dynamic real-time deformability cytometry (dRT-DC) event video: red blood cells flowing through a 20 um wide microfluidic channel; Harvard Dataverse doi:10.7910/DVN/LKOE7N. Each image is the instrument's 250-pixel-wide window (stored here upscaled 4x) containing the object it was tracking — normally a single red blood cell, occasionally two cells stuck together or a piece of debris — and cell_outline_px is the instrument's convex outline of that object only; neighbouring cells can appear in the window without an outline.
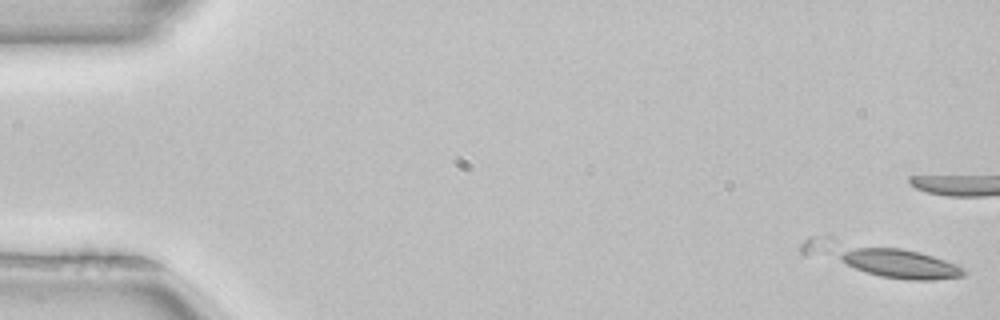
{"species": "common noctule bat (a hibernating species)", "species_latin": "Nyctalus noctula", "temperature_condition": "room temperature", "stored_images_in_passage": 1, "camera_frame_rate_fps": 3000, "um_per_image_px": 0.085, "animal": {"sex": "female", "body_mass_g": 22.7, "forearm_length_mm": 54.2}, "frame": {"image": 1, "passage_image": 1, "time_ms": 0.0, "image_size_px": [1000, 320], "cell_outline_px": [[968, 272], [964, 276], [932, 280], [912, 280], [880, 276], [864, 272], [804, 256], [800, 252], [800, 244], [808, 236], [832, 236], [900, 248], [920, 252], [956, 264], [964, 268]], "centroid_in_image_um": [74.74, 22.02], "position_along_channel_um": 10.3, "area_um2": 30.29}}